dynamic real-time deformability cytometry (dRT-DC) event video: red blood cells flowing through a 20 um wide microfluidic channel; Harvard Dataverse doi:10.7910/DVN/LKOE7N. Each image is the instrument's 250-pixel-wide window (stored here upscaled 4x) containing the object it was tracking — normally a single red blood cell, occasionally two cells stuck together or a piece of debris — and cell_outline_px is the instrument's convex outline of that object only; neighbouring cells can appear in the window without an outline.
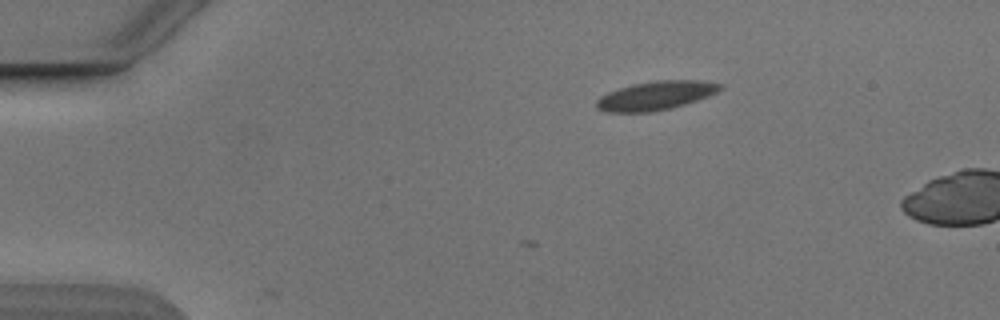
{"species": "Egyptian fruit bat (a non-hibernating species)", "species_latin": "Rousettus aegyptiacus", "temperature_condition": "cold", "stored_images_in_passage": 4, "camera_frame_rate_fps": 3000, "um_per_image_px": 0.085, "animal": {"sex": "male"}, "frame": {"image": 1, "passage_image": 1, "time_ms": 0.0, "image_size_px": [1000, 320], "cell_outline_px": [[724, 88], [708, 96], [672, 108], [652, 112], [604, 112], [596, 108], [596, 100], [600, 96], [608, 92], [632, 84], [656, 80], [696, 80], [724, 84]], "centroid_in_image_um": [55.73, 8.13], "position_along_channel_um": 29.3, "area_um2": 20.81}}